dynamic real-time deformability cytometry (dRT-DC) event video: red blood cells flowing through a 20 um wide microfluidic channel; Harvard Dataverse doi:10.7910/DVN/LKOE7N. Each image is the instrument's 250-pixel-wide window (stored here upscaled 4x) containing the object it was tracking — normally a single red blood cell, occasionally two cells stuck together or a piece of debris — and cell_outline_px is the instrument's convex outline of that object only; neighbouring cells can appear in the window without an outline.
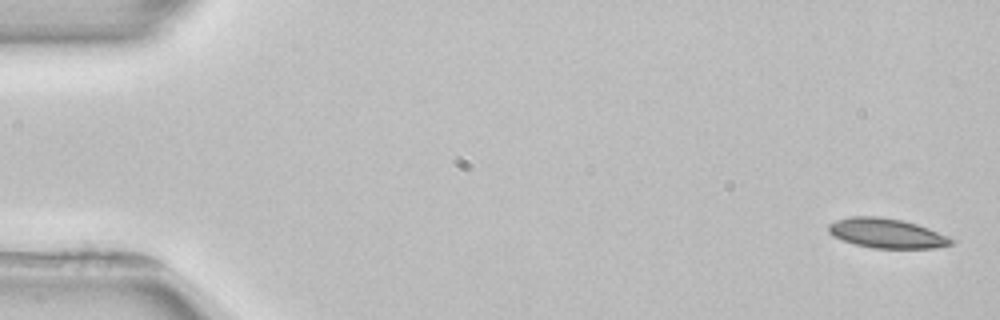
{"species": "common noctule bat (a hibernating species)", "species_latin": "Nyctalus noctula", "temperature_condition": "room temperature", "stored_images_in_passage": 4, "camera_frame_rate_fps": 3000, "um_per_image_px": 0.085, "animal": {"sex": "female", "body_mass_g": 22.7, "forearm_length_mm": 54.2}, "frame": {"image": 1, "passage_image": 1, "time_ms": 0.0, "image_size_px": [1000, 320], "cell_outline_px": [[952, 244], [932, 248], [872, 248], [856, 244], [832, 236], [828, 232], [828, 224], [836, 220], [852, 216], [880, 216], [904, 220], [928, 228], [952, 240]], "centroid_in_image_um": [75.29, 19.81], "position_along_channel_um": 9.7, "area_um2": 20.92}}
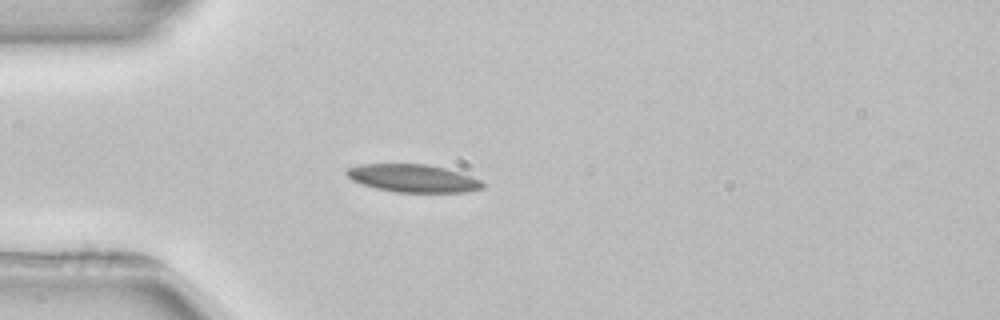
{"frame": {"image": 2, "passage_image": 4, "time_ms": 4.333, "image_size_px": [1000, 320], "cell_outline_px": [[484, 188], [468, 192], [396, 192], [376, 188], [360, 184], [352, 180], [344, 172], [348, 168], [360, 164], [428, 164], [460, 172], [472, 176], [480, 180], [484, 184]], "centroid_in_image_um": [35.11, 15.15], "position_along_channel_um": 49.9, "area_um2": 22.14}}